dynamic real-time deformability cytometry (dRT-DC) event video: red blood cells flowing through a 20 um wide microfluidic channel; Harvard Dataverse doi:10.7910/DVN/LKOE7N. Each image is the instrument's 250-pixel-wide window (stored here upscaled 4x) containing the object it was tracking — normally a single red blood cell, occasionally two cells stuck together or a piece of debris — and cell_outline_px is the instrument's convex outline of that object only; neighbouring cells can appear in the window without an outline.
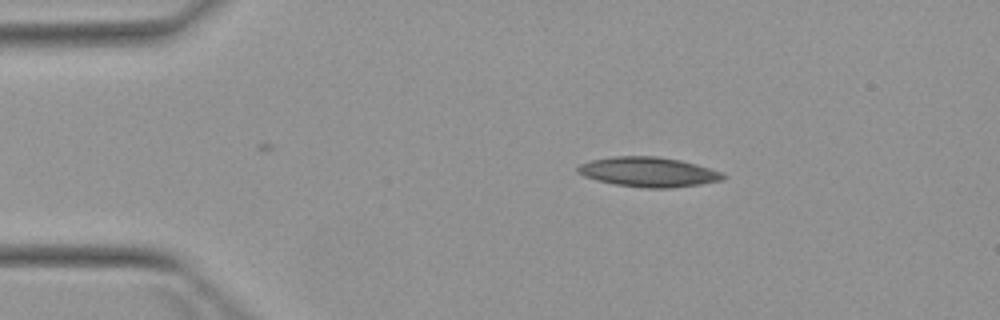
{"species": "Egyptian fruit bat (a non-hibernating species)", "species_latin": "Rousettus aegyptiacus", "temperature_condition": "warm", "stored_images_in_passage": 4, "camera_frame_rate_fps": 3000, "um_per_image_px": 0.085, "animal": {"sex": "female"}, "frame": {"image": 1, "passage_image": 1, "time_ms": 0.0, "image_size_px": [1000, 320], "cell_outline_px": [[728, 176], [724, 180], [700, 184], [672, 188], [644, 188], [616, 184], [596, 180], [584, 176], [576, 172], [576, 168], [580, 164], [592, 160], [612, 156], [656, 156], [680, 160], [696, 164], [720, 172]], "centroid_in_image_um": [55.11, 14.62], "position_along_channel_um": 29.9, "area_um2": 25.2}}
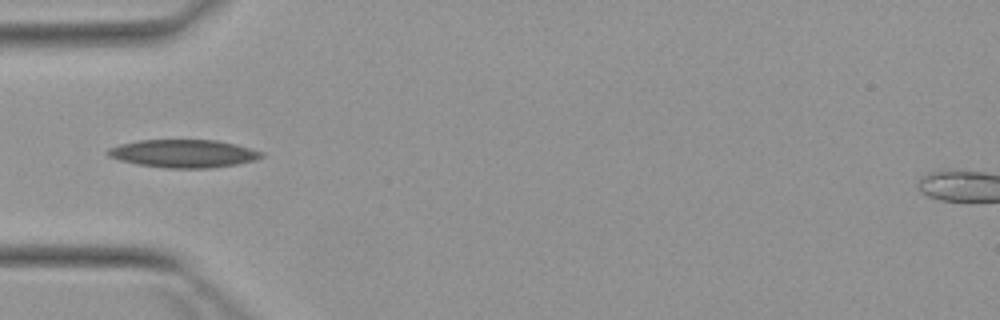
{"frame": {"image": 2, "passage_image": 3, "time_ms": 2.333, "image_size_px": [1000, 320], "cell_outline_px": [[264, 156], [256, 160], [236, 164], [212, 168], [164, 168], [136, 164], [120, 160], [108, 156], [104, 152], [108, 148], [120, 144], [140, 140], [216, 140], [236, 144], [264, 152]], "centroid_in_image_um": [15.59, 13.05], "position_along_channel_um": 69.4, "area_um2": 25.2}}
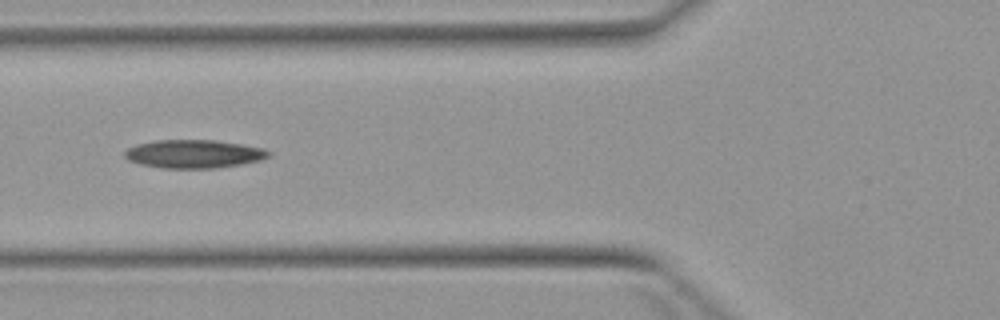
{"frame": {"image": 3, "passage_image": 4, "time_ms": 3.333, "image_size_px": [1000, 320], "cell_outline_px": [[272, 156], [260, 160], [240, 164], [216, 168], [164, 168], [140, 164], [128, 160], [124, 156], [124, 152], [128, 148], [136, 144], [156, 140], [216, 140], [264, 148], [272, 152]], "centroid_in_image_um": [16.49, 13.08], "position_along_channel_um": 109.3, "area_um2": 23.81}}